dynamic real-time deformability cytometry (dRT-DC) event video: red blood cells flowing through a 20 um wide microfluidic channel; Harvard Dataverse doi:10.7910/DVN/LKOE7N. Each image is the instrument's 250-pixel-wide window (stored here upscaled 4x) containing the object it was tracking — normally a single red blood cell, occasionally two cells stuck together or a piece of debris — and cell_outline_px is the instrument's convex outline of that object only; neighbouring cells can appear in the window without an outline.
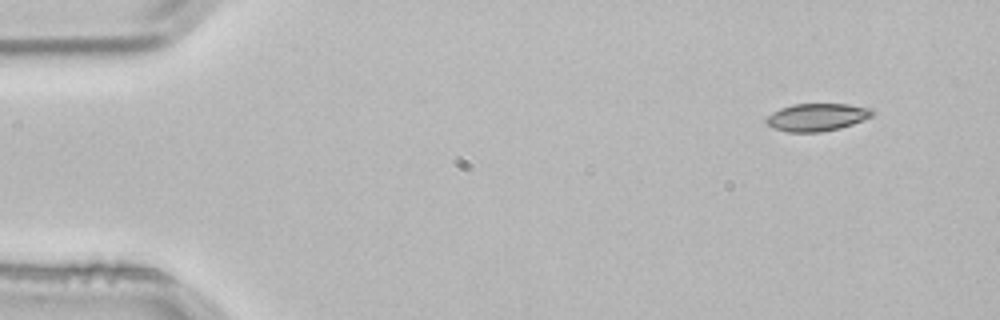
{"species": "common noctule bat (a hibernating species)", "species_latin": "Nyctalus noctula", "temperature_condition": "room temperature", "stored_images_in_passage": 3, "camera_frame_rate_fps": 3000, "um_per_image_px": 0.085, "animal": {"sex": "male", "body_mass_g": 21.5, "forearm_length_mm": 52.0}, "frame": {"image": 1, "passage_image": 1, "time_ms": 0.0, "image_size_px": [1000, 320], "cell_outline_px": [[872, 116], [852, 124], [840, 128], [820, 132], [788, 132], [772, 128], [764, 120], [772, 112], [780, 108], [792, 104], [848, 104], [872, 108]], "centroid_in_image_um": [69.4, 9.96], "position_along_channel_um": 15.6, "area_um2": 17.05}}
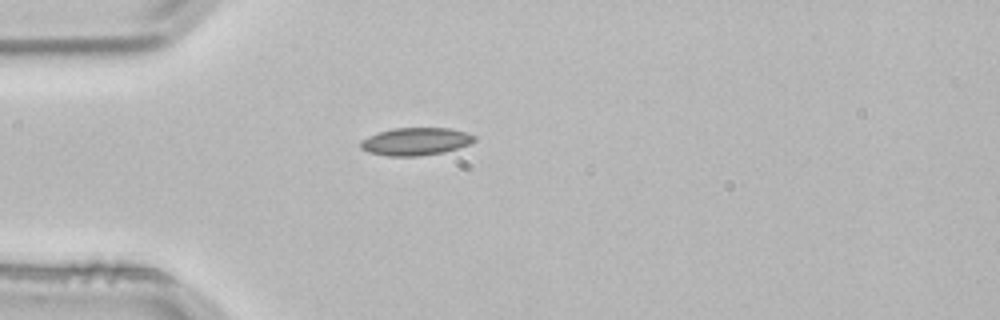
{"frame": {"image": 2, "passage_image": 3, "time_ms": 0.667, "image_size_px": [1000, 320], "cell_outline_px": [[476, 140], [468, 144], [444, 152], [416, 156], [388, 156], [368, 152], [360, 148], [360, 140], [368, 136], [392, 128], [448, 128], [468, 132], [476, 136]], "centroid_in_image_um": [35.32, 12.02], "position_along_channel_um": 49.7, "area_um2": 18.32}}